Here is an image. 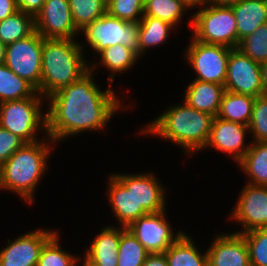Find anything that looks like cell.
I'll return each instance as SVG.
<instances>
[{
	"label": "cell",
	"instance_id": "6da1fadb",
	"mask_svg": "<svg viewBox=\"0 0 267 266\" xmlns=\"http://www.w3.org/2000/svg\"><path fill=\"white\" fill-rule=\"evenodd\" d=\"M95 68L93 63L79 80L46 99L49 101L46 134L55 143L85 130L98 131L105 128L121 109V101L111 90L113 84H108L105 91L96 85L92 75Z\"/></svg>",
	"mask_w": 267,
	"mask_h": 266
},
{
	"label": "cell",
	"instance_id": "7a4b0ae2",
	"mask_svg": "<svg viewBox=\"0 0 267 266\" xmlns=\"http://www.w3.org/2000/svg\"><path fill=\"white\" fill-rule=\"evenodd\" d=\"M81 44L75 39L43 38L41 85L37 91L45 100L90 70Z\"/></svg>",
	"mask_w": 267,
	"mask_h": 266
},
{
	"label": "cell",
	"instance_id": "3957f363",
	"mask_svg": "<svg viewBox=\"0 0 267 266\" xmlns=\"http://www.w3.org/2000/svg\"><path fill=\"white\" fill-rule=\"evenodd\" d=\"M213 118L183 101V105L168 107V110L149 123L141 133L168 139L184 148L187 154H193L192 152L203 150L207 144Z\"/></svg>",
	"mask_w": 267,
	"mask_h": 266
},
{
	"label": "cell",
	"instance_id": "277c9868",
	"mask_svg": "<svg viewBox=\"0 0 267 266\" xmlns=\"http://www.w3.org/2000/svg\"><path fill=\"white\" fill-rule=\"evenodd\" d=\"M44 134L42 141L25 143L1 165L0 189L19 194L29 204L33 203L35 189L47 170L48 157L52 151L48 143L55 144Z\"/></svg>",
	"mask_w": 267,
	"mask_h": 266
},
{
	"label": "cell",
	"instance_id": "5b68a950",
	"mask_svg": "<svg viewBox=\"0 0 267 266\" xmlns=\"http://www.w3.org/2000/svg\"><path fill=\"white\" fill-rule=\"evenodd\" d=\"M200 6L190 18L193 38L205 44L237 48V23L232 7L207 3Z\"/></svg>",
	"mask_w": 267,
	"mask_h": 266
},
{
	"label": "cell",
	"instance_id": "8992f818",
	"mask_svg": "<svg viewBox=\"0 0 267 266\" xmlns=\"http://www.w3.org/2000/svg\"><path fill=\"white\" fill-rule=\"evenodd\" d=\"M42 98L37 91L32 97L0 103V126L26 143L39 141L36 138L37 131L43 128L46 133L47 128V115L42 112Z\"/></svg>",
	"mask_w": 267,
	"mask_h": 266
},
{
	"label": "cell",
	"instance_id": "52a82bcc",
	"mask_svg": "<svg viewBox=\"0 0 267 266\" xmlns=\"http://www.w3.org/2000/svg\"><path fill=\"white\" fill-rule=\"evenodd\" d=\"M84 33L88 45L100 53L109 46L123 44L138 54V23H129L106 12L87 25Z\"/></svg>",
	"mask_w": 267,
	"mask_h": 266
},
{
	"label": "cell",
	"instance_id": "ba28073f",
	"mask_svg": "<svg viewBox=\"0 0 267 266\" xmlns=\"http://www.w3.org/2000/svg\"><path fill=\"white\" fill-rule=\"evenodd\" d=\"M43 36L36 30L26 38L7 44L4 64L36 90L41 85Z\"/></svg>",
	"mask_w": 267,
	"mask_h": 266
},
{
	"label": "cell",
	"instance_id": "9c48e42d",
	"mask_svg": "<svg viewBox=\"0 0 267 266\" xmlns=\"http://www.w3.org/2000/svg\"><path fill=\"white\" fill-rule=\"evenodd\" d=\"M185 51L188 64L197 74L196 80L213 82L224 85L227 71V62L232 48L205 44L191 39Z\"/></svg>",
	"mask_w": 267,
	"mask_h": 266
},
{
	"label": "cell",
	"instance_id": "30bf717a",
	"mask_svg": "<svg viewBox=\"0 0 267 266\" xmlns=\"http://www.w3.org/2000/svg\"><path fill=\"white\" fill-rule=\"evenodd\" d=\"M166 211L147 213L132 222L126 229L150 253H164L184 232L173 230L166 219Z\"/></svg>",
	"mask_w": 267,
	"mask_h": 266
},
{
	"label": "cell",
	"instance_id": "8fae6325",
	"mask_svg": "<svg viewBox=\"0 0 267 266\" xmlns=\"http://www.w3.org/2000/svg\"><path fill=\"white\" fill-rule=\"evenodd\" d=\"M225 90L254 97L265 95L261 64L244 55L239 49L230 51L227 62Z\"/></svg>",
	"mask_w": 267,
	"mask_h": 266
},
{
	"label": "cell",
	"instance_id": "7c38bea8",
	"mask_svg": "<svg viewBox=\"0 0 267 266\" xmlns=\"http://www.w3.org/2000/svg\"><path fill=\"white\" fill-rule=\"evenodd\" d=\"M240 223L244 233L258 228H267V186L247 183L241 190L230 219Z\"/></svg>",
	"mask_w": 267,
	"mask_h": 266
},
{
	"label": "cell",
	"instance_id": "4fadbf2b",
	"mask_svg": "<svg viewBox=\"0 0 267 266\" xmlns=\"http://www.w3.org/2000/svg\"><path fill=\"white\" fill-rule=\"evenodd\" d=\"M34 21L35 30L44 39H75L74 36L79 34L74 26L69 0H46Z\"/></svg>",
	"mask_w": 267,
	"mask_h": 266
},
{
	"label": "cell",
	"instance_id": "5bb4252c",
	"mask_svg": "<svg viewBox=\"0 0 267 266\" xmlns=\"http://www.w3.org/2000/svg\"><path fill=\"white\" fill-rule=\"evenodd\" d=\"M57 231L37 229L8 240V245L0 251V266H37L44 244Z\"/></svg>",
	"mask_w": 267,
	"mask_h": 266
},
{
	"label": "cell",
	"instance_id": "9a60e30c",
	"mask_svg": "<svg viewBox=\"0 0 267 266\" xmlns=\"http://www.w3.org/2000/svg\"><path fill=\"white\" fill-rule=\"evenodd\" d=\"M108 182V199L119 226L128 227L147 213L133 196L132 174H111ZM119 220V221H118Z\"/></svg>",
	"mask_w": 267,
	"mask_h": 266
},
{
	"label": "cell",
	"instance_id": "2e32d148",
	"mask_svg": "<svg viewBox=\"0 0 267 266\" xmlns=\"http://www.w3.org/2000/svg\"><path fill=\"white\" fill-rule=\"evenodd\" d=\"M247 131L249 133V128L244 124L214 117L204 148L214 147L217 151L229 154L238 164L250 148V145H245Z\"/></svg>",
	"mask_w": 267,
	"mask_h": 266
},
{
	"label": "cell",
	"instance_id": "e0dca14e",
	"mask_svg": "<svg viewBox=\"0 0 267 266\" xmlns=\"http://www.w3.org/2000/svg\"><path fill=\"white\" fill-rule=\"evenodd\" d=\"M207 249L208 266H250L249 251L242 234H220Z\"/></svg>",
	"mask_w": 267,
	"mask_h": 266
},
{
	"label": "cell",
	"instance_id": "ac0fdd59",
	"mask_svg": "<svg viewBox=\"0 0 267 266\" xmlns=\"http://www.w3.org/2000/svg\"><path fill=\"white\" fill-rule=\"evenodd\" d=\"M125 229L126 227L111 225L102 228L90 243L83 261L95 266H117L119 242Z\"/></svg>",
	"mask_w": 267,
	"mask_h": 266
},
{
	"label": "cell",
	"instance_id": "d6986e66",
	"mask_svg": "<svg viewBox=\"0 0 267 266\" xmlns=\"http://www.w3.org/2000/svg\"><path fill=\"white\" fill-rule=\"evenodd\" d=\"M187 86L184 101L191 107L216 117L225 86L213 82H203L196 79Z\"/></svg>",
	"mask_w": 267,
	"mask_h": 266
},
{
	"label": "cell",
	"instance_id": "ffe728a7",
	"mask_svg": "<svg viewBox=\"0 0 267 266\" xmlns=\"http://www.w3.org/2000/svg\"><path fill=\"white\" fill-rule=\"evenodd\" d=\"M164 187L152 173L133 174V196L146 213L166 210Z\"/></svg>",
	"mask_w": 267,
	"mask_h": 266
},
{
	"label": "cell",
	"instance_id": "44dd1931",
	"mask_svg": "<svg viewBox=\"0 0 267 266\" xmlns=\"http://www.w3.org/2000/svg\"><path fill=\"white\" fill-rule=\"evenodd\" d=\"M230 6L237 23L238 45L243 38L267 23V0H241Z\"/></svg>",
	"mask_w": 267,
	"mask_h": 266
},
{
	"label": "cell",
	"instance_id": "7402d4cb",
	"mask_svg": "<svg viewBox=\"0 0 267 266\" xmlns=\"http://www.w3.org/2000/svg\"><path fill=\"white\" fill-rule=\"evenodd\" d=\"M248 175L247 183L267 186V141H252L243 159L237 164Z\"/></svg>",
	"mask_w": 267,
	"mask_h": 266
},
{
	"label": "cell",
	"instance_id": "603a6c76",
	"mask_svg": "<svg viewBox=\"0 0 267 266\" xmlns=\"http://www.w3.org/2000/svg\"><path fill=\"white\" fill-rule=\"evenodd\" d=\"M255 97L225 91L216 117L248 126L252 118Z\"/></svg>",
	"mask_w": 267,
	"mask_h": 266
},
{
	"label": "cell",
	"instance_id": "cb8c5ba5",
	"mask_svg": "<svg viewBox=\"0 0 267 266\" xmlns=\"http://www.w3.org/2000/svg\"><path fill=\"white\" fill-rule=\"evenodd\" d=\"M168 266H208L207 252L198 251L185 232L164 252Z\"/></svg>",
	"mask_w": 267,
	"mask_h": 266
},
{
	"label": "cell",
	"instance_id": "d4e9b609",
	"mask_svg": "<svg viewBox=\"0 0 267 266\" xmlns=\"http://www.w3.org/2000/svg\"><path fill=\"white\" fill-rule=\"evenodd\" d=\"M173 25L152 16H143L138 22V56L147 48L160 46L167 41Z\"/></svg>",
	"mask_w": 267,
	"mask_h": 266
},
{
	"label": "cell",
	"instance_id": "484cf974",
	"mask_svg": "<svg viewBox=\"0 0 267 266\" xmlns=\"http://www.w3.org/2000/svg\"><path fill=\"white\" fill-rule=\"evenodd\" d=\"M98 55L101 57L100 62L103 63V66L112 72L108 76V82L111 84L116 73H123L132 69L136 60L139 59L137 52L123 44L109 46Z\"/></svg>",
	"mask_w": 267,
	"mask_h": 266
},
{
	"label": "cell",
	"instance_id": "4316f807",
	"mask_svg": "<svg viewBox=\"0 0 267 266\" xmlns=\"http://www.w3.org/2000/svg\"><path fill=\"white\" fill-rule=\"evenodd\" d=\"M37 90L5 64L0 65V103L32 97Z\"/></svg>",
	"mask_w": 267,
	"mask_h": 266
},
{
	"label": "cell",
	"instance_id": "83f0119b",
	"mask_svg": "<svg viewBox=\"0 0 267 266\" xmlns=\"http://www.w3.org/2000/svg\"><path fill=\"white\" fill-rule=\"evenodd\" d=\"M34 31V17L19 10L0 21V41L6 45L26 38Z\"/></svg>",
	"mask_w": 267,
	"mask_h": 266
},
{
	"label": "cell",
	"instance_id": "f1b7e54d",
	"mask_svg": "<svg viewBox=\"0 0 267 266\" xmlns=\"http://www.w3.org/2000/svg\"><path fill=\"white\" fill-rule=\"evenodd\" d=\"M188 8L192 7L185 0H144L143 16L159 18L175 27Z\"/></svg>",
	"mask_w": 267,
	"mask_h": 266
},
{
	"label": "cell",
	"instance_id": "f546056e",
	"mask_svg": "<svg viewBox=\"0 0 267 266\" xmlns=\"http://www.w3.org/2000/svg\"><path fill=\"white\" fill-rule=\"evenodd\" d=\"M74 26L80 32L107 12L105 0H69Z\"/></svg>",
	"mask_w": 267,
	"mask_h": 266
},
{
	"label": "cell",
	"instance_id": "4dcf8cb0",
	"mask_svg": "<svg viewBox=\"0 0 267 266\" xmlns=\"http://www.w3.org/2000/svg\"><path fill=\"white\" fill-rule=\"evenodd\" d=\"M149 254L129 230L121 233L117 266H142Z\"/></svg>",
	"mask_w": 267,
	"mask_h": 266
},
{
	"label": "cell",
	"instance_id": "1f68e13d",
	"mask_svg": "<svg viewBox=\"0 0 267 266\" xmlns=\"http://www.w3.org/2000/svg\"><path fill=\"white\" fill-rule=\"evenodd\" d=\"M56 232L43 246L37 266H78L77 261L81 260L72 253L66 252L59 244V237ZM77 257V258H76Z\"/></svg>",
	"mask_w": 267,
	"mask_h": 266
},
{
	"label": "cell",
	"instance_id": "d6a6232c",
	"mask_svg": "<svg viewBox=\"0 0 267 266\" xmlns=\"http://www.w3.org/2000/svg\"><path fill=\"white\" fill-rule=\"evenodd\" d=\"M237 49L253 61H267V23L258 27L253 33L243 38Z\"/></svg>",
	"mask_w": 267,
	"mask_h": 266
},
{
	"label": "cell",
	"instance_id": "836d02e7",
	"mask_svg": "<svg viewBox=\"0 0 267 266\" xmlns=\"http://www.w3.org/2000/svg\"><path fill=\"white\" fill-rule=\"evenodd\" d=\"M246 241L250 266H267V228L241 233Z\"/></svg>",
	"mask_w": 267,
	"mask_h": 266
},
{
	"label": "cell",
	"instance_id": "e575fe53",
	"mask_svg": "<svg viewBox=\"0 0 267 266\" xmlns=\"http://www.w3.org/2000/svg\"><path fill=\"white\" fill-rule=\"evenodd\" d=\"M107 12L123 21L138 23L143 17L144 0H109Z\"/></svg>",
	"mask_w": 267,
	"mask_h": 266
},
{
	"label": "cell",
	"instance_id": "d590c367",
	"mask_svg": "<svg viewBox=\"0 0 267 266\" xmlns=\"http://www.w3.org/2000/svg\"><path fill=\"white\" fill-rule=\"evenodd\" d=\"M253 141H267V94L255 97L252 118L248 125Z\"/></svg>",
	"mask_w": 267,
	"mask_h": 266
},
{
	"label": "cell",
	"instance_id": "8d00e7d4",
	"mask_svg": "<svg viewBox=\"0 0 267 266\" xmlns=\"http://www.w3.org/2000/svg\"><path fill=\"white\" fill-rule=\"evenodd\" d=\"M25 143L22 138L0 126V164H4Z\"/></svg>",
	"mask_w": 267,
	"mask_h": 266
},
{
	"label": "cell",
	"instance_id": "74e56055",
	"mask_svg": "<svg viewBox=\"0 0 267 266\" xmlns=\"http://www.w3.org/2000/svg\"><path fill=\"white\" fill-rule=\"evenodd\" d=\"M17 7L19 11L25 12L33 16L34 18L36 15L41 11L42 6L44 5L46 0H16Z\"/></svg>",
	"mask_w": 267,
	"mask_h": 266
},
{
	"label": "cell",
	"instance_id": "f35d334b",
	"mask_svg": "<svg viewBox=\"0 0 267 266\" xmlns=\"http://www.w3.org/2000/svg\"><path fill=\"white\" fill-rule=\"evenodd\" d=\"M18 11L16 0H0V21Z\"/></svg>",
	"mask_w": 267,
	"mask_h": 266
},
{
	"label": "cell",
	"instance_id": "ab89813d",
	"mask_svg": "<svg viewBox=\"0 0 267 266\" xmlns=\"http://www.w3.org/2000/svg\"><path fill=\"white\" fill-rule=\"evenodd\" d=\"M142 266H168L164 253L149 254Z\"/></svg>",
	"mask_w": 267,
	"mask_h": 266
},
{
	"label": "cell",
	"instance_id": "60d3db41",
	"mask_svg": "<svg viewBox=\"0 0 267 266\" xmlns=\"http://www.w3.org/2000/svg\"><path fill=\"white\" fill-rule=\"evenodd\" d=\"M261 77L264 93L267 94V61L261 63Z\"/></svg>",
	"mask_w": 267,
	"mask_h": 266
},
{
	"label": "cell",
	"instance_id": "b9f144b4",
	"mask_svg": "<svg viewBox=\"0 0 267 266\" xmlns=\"http://www.w3.org/2000/svg\"><path fill=\"white\" fill-rule=\"evenodd\" d=\"M241 0H206L205 3L210 5H231Z\"/></svg>",
	"mask_w": 267,
	"mask_h": 266
},
{
	"label": "cell",
	"instance_id": "7bdbcfd3",
	"mask_svg": "<svg viewBox=\"0 0 267 266\" xmlns=\"http://www.w3.org/2000/svg\"><path fill=\"white\" fill-rule=\"evenodd\" d=\"M6 46V44L0 41V65H3L5 62Z\"/></svg>",
	"mask_w": 267,
	"mask_h": 266
},
{
	"label": "cell",
	"instance_id": "ee69618b",
	"mask_svg": "<svg viewBox=\"0 0 267 266\" xmlns=\"http://www.w3.org/2000/svg\"><path fill=\"white\" fill-rule=\"evenodd\" d=\"M191 7H197L205 4L206 0H185Z\"/></svg>",
	"mask_w": 267,
	"mask_h": 266
},
{
	"label": "cell",
	"instance_id": "f6af8a7d",
	"mask_svg": "<svg viewBox=\"0 0 267 266\" xmlns=\"http://www.w3.org/2000/svg\"><path fill=\"white\" fill-rule=\"evenodd\" d=\"M82 266H95V265L91 264L90 262H83Z\"/></svg>",
	"mask_w": 267,
	"mask_h": 266
}]
</instances>
